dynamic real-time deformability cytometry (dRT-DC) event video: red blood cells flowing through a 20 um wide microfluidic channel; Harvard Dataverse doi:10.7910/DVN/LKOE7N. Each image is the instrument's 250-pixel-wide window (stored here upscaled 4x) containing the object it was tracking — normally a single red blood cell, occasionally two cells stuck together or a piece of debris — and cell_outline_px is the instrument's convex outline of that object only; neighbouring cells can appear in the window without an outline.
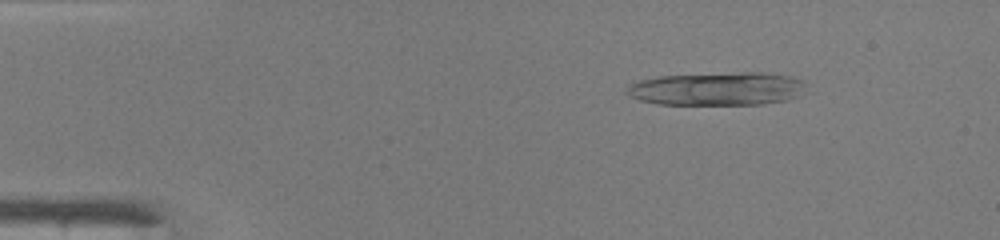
{"species": "common noctule bat (a hibernating species)", "species_latin": "Nyctalus noctula", "temperature_condition": "warm", "stored_images_in_passage": 16, "camera_frame_rate_fps": 3000, "um_per_image_px": 0.085, "animal": {"sex": "male", "body_mass_g": 19.0, "forearm_length_mm": 50.8}, "frame": {"image": 1, "passage_image": 7, "time_ms": 2.0, "image_size_px": [1000, 240], "cell_outline_px": [[804, 92], [788, 100], [764, 104], [656, 104], [640, 100], [628, 96], [628, 88], [632, 84], [640, 80], [660, 76], [740, 72], [760, 72], [792, 76], [804, 80]], "centroid_in_image_um": [61.01, 7.54], "position_along_channel_um": 24.0, "area_um2": 34.68}}
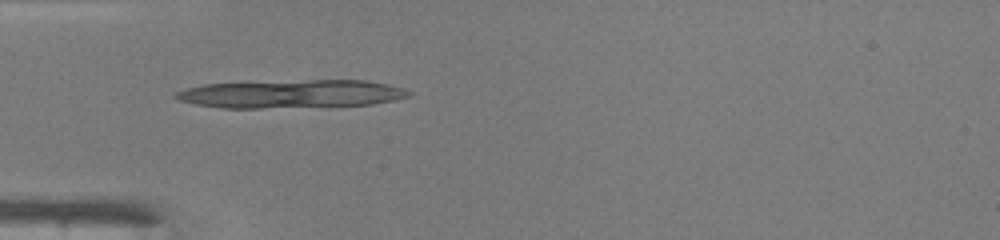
{"frame": {"image": 2, "passage_image": 15, "time_ms": 4.667, "image_size_px": [1000, 240], "cell_outline_px": [[412, 96], [396, 100], [372, 104], [260, 108], [220, 108], [196, 104], [180, 100], [172, 96], [176, 92], [188, 88], [204, 84], [308, 80], [368, 80], [388, 84], [404, 88], [412, 92]], "centroid_in_image_um": [24.82, 7.98], "position_along_channel_um": 60.2, "area_um2": 38.09}}